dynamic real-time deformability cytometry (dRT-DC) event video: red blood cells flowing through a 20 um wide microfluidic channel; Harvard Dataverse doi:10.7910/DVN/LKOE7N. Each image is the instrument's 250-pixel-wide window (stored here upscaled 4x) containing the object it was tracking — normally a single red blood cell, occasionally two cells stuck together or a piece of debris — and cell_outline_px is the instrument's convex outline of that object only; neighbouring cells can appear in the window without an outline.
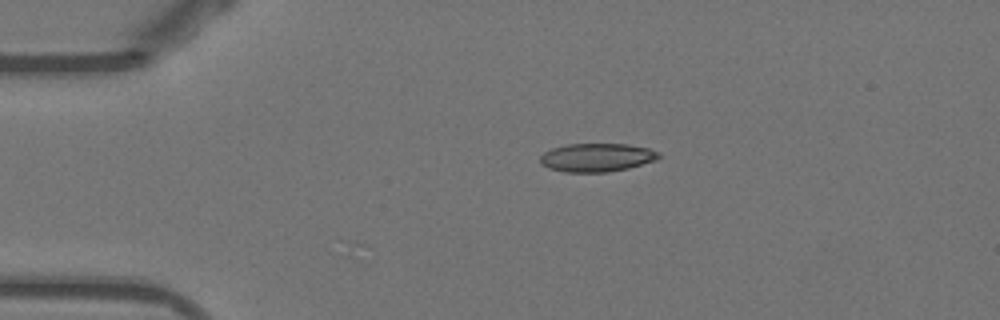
{"species": "Egyptian fruit bat (a non-hibernating species)", "species_latin": "Rousettus aegyptiacus", "temperature_condition": "warm", "stored_images_in_passage": 6, "camera_frame_rate_fps": 3000, "um_per_image_px": 0.085, "animal": {"sex": "female"}, "frame": {"image": 1, "passage_image": 1, "time_ms": 0.0, "image_size_px": [1000, 320], "cell_outline_px": [[660, 156], [656, 160], [628, 168], [608, 172], [564, 172], [548, 168], [540, 164], [540, 156], [544, 152], [552, 148], [568, 144], [628, 144], [648, 148], [660, 152]], "centroid_in_image_um": [50.71, 13.39], "position_along_channel_um": 34.3, "area_um2": 19.71}}